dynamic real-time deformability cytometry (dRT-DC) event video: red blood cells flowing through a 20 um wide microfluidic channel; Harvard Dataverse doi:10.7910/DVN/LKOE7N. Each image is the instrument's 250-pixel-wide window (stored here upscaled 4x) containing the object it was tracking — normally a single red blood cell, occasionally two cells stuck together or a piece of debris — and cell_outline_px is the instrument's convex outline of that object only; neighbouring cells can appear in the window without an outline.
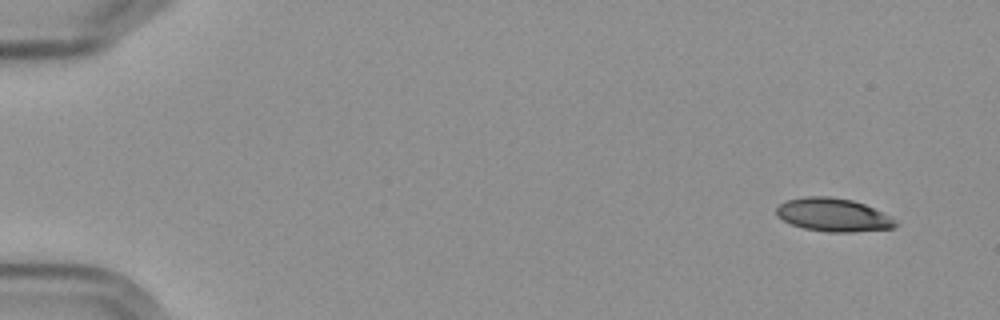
{"species": "Egyptian fruit bat (a non-hibernating species)", "species_latin": "Rousettus aegyptiacus", "temperature_condition": "cold", "stored_images_in_passage": 4, "camera_frame_rate_fps": 3000, "um_per_image_px": 0.085, "frame": {"image": 1, "passage_image": 1, "time_ms": 0.0, "image_size_px": [1000, 320], "cell_outline_px": [[900, 224], [896, 228], [852, 232], [828, 232], [804, 228], [792, 224], [776, 216], [776, 208], [780, 204], [788, 200], [808, 196], [832, 196], [852, 200], [864, 204], [892, 216]], "centroid_in_image_um": [70.88, 18.27], "position_along_channel_um": 14.1, "area_um2": 23.24}}
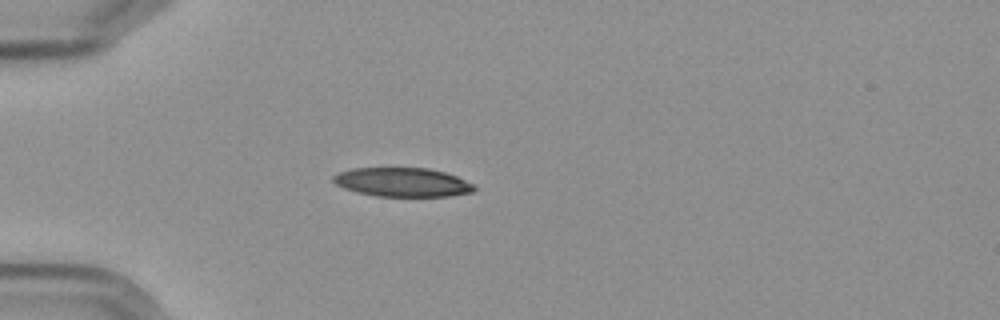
{"frame": {"image": 2, "passage_image": 4, "time_ms": 4.333, "image_size_px": [1000, 320], "cell_outline_px": [[476, 188], [472, 192], [448, 196], [376, 196], [356, 192], [344, 188], [336, 184], [332, 180], [332, 176], [340, 172], [352, 168], [428, 168], [444, 172], [456, 176], [472, 184]], "centroid_in_image_um": [34.17, 15.49], "position_along_channel_um": 50.8, "area_um2": 23.64}}